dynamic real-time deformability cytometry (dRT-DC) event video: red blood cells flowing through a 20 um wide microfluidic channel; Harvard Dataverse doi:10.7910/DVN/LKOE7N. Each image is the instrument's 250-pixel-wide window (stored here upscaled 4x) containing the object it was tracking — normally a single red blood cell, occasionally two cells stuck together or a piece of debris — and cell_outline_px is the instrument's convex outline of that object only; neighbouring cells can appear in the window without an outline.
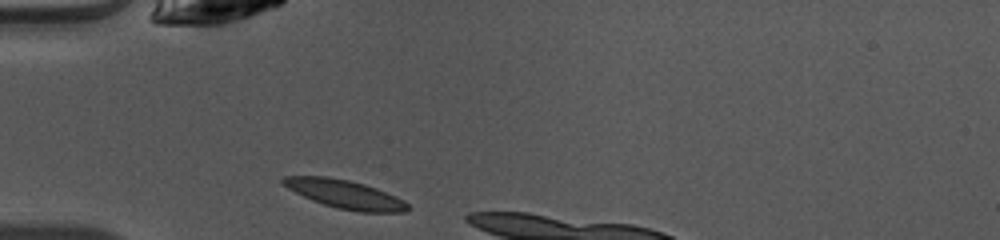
{"species": "common noctule bat (a hibernating species)", "species_latin": "Nyctalus noctula", "temperature_condition": "warm", "stored_images_in_passage": 4, "camera_frame_rate_fps": 3000, "um_per_image_px": 0.085, "animal": {"sex": "female", "body_mass_g": 10.0, "forearm_length_mm": 53.1}, "frame": {"image": 1, "passage_image": 1, "time_ms": 0.0, "image_size_px": [1000, 240], "cell_outline_px": [[408, 208], [404, 212], [360, 212], [336, 208], [312, 200], [288, 188], [280, 180], [284, 176], [328, 176], [348, 180], [364, 184], [376, 188], [396, 196], [404, 200], [408, 204]], "centroid_in_image_um": [29.33, 16.5], "position_along_channel_um": 55.7, "area_um2": 20.52}}